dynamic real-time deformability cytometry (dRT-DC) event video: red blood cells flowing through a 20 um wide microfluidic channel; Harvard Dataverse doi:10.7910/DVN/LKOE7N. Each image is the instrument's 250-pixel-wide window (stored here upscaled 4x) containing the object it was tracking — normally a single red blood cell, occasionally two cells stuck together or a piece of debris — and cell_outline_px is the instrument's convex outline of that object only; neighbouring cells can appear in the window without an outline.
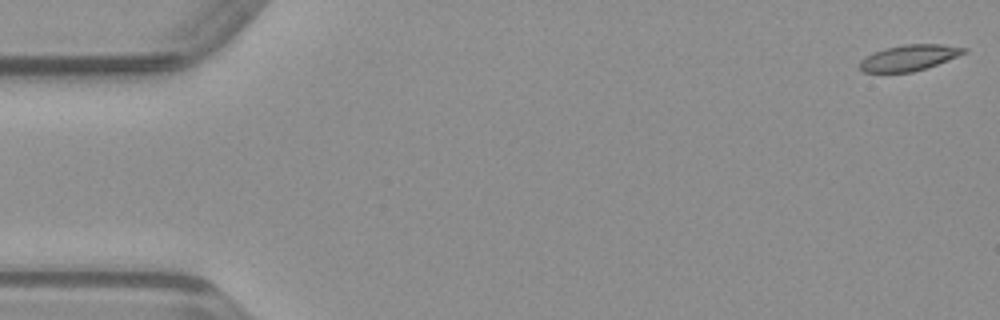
{"species": "common noctule bat (a hibernating species)", "species_latin": "Nyctalus noctula", "temperature_condition": "warm", "stored_images_in_passage": 7, "camera_frame_rate_fps": 3000, "um_per_image_px": 0.085, "animal": {"sex": "male", "body_mass_g": 23.1, "forearm_length_mm": 52.7}, "frame": {"image": 1, "passage_image": 1, "time_ms": 0.0, "image_size_px": [1000, 320], "cell_outline_px": [[968, 52], [936, 64], [912, 72], [864, 72], [860, 68], [860, 60], [872, 52], [884, 48], [904, 44], [944, 44], [968, 48]], "centroid_in_image_um": [77.27, 4.89], "position_along_channel_um": 7.7, "area_um2": 15.66}}